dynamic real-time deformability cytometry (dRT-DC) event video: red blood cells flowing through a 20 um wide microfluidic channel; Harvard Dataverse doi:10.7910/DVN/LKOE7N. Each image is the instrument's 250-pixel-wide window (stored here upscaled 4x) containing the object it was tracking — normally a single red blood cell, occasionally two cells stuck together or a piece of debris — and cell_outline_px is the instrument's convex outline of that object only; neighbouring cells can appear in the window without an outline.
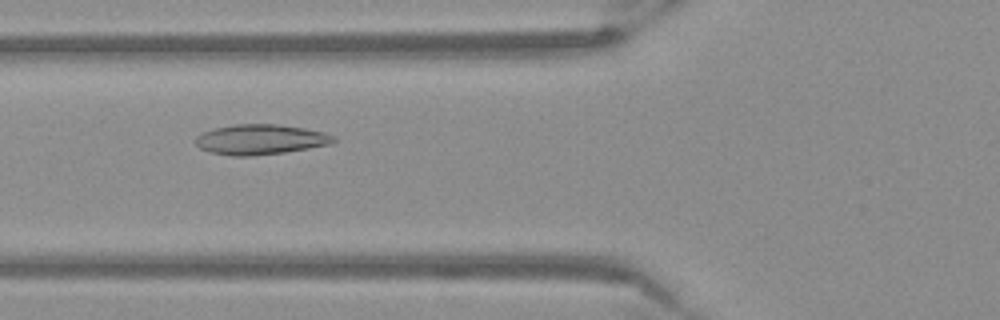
{"species": "Egyptian fruit bat (a non-hibernating species)", "species_latin": "Rousettus aegyptiacus", "temperature_condition": "warm", "stored_images_in_passage": 11, "camera_frame_rate_fps": 3000, "um_per_image_px": 0.085, "frame": {"image": 1, "passage_image": 5, "time_ms": 1.333, "image_size_px": [1000, 320], "cell_outline_px": [[336, 140], [328, 144], [308, 148], [284, 152], [252, 156], [232, 156], [208, 152], [200, 148], [196, 144], [196, 136], [204, 132], [216, 128], [236, 124], [276, 124], [304, 128], [324, 132], [336, 136]], "centroid_in_image_um": [22.13, 11.86], "position_along_channel_um": 103.7, "area_um2": 24.1}}
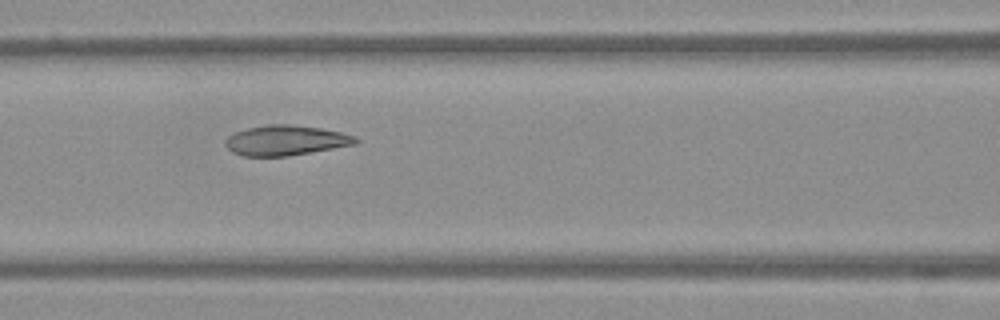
{"frame": {"image": 2, "passage_image": 8, "time_ms": 2.333, "image_size_px": [1000, 320], "cell_outline_px": [[360, 140], [356, 144], [288, 156], [244, 156], [232, 152], [224, 144], [224, 140], [228, 136], [236, 132], [248, 128], [268, 124], [288, 124], [320, 128], [340, 132], [356, 136]], "centroid_in_image_um": [24.28, 11.93], "position_along_channel_um": 142.3, "area_um2": 22.77}}
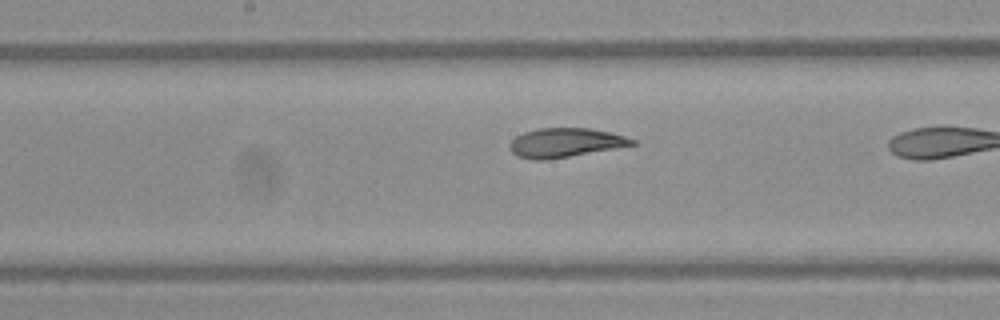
{"frame": {"image": 3, "passage_image": 10, "time_ms": 3.0, "image_size_px": [1000, 320], "cell_outline_px": [[636, 144], [568, 156], [544, 160], [532, 160], [516, 156], [512, 152], [508, 144], [516, 136], [524, 132], [540, 128], [588, 128], [612, 132], [636, 140]], "centroid_in_image_um": [48.0, 12.12], "position_along_channel_um": 200.2, "area_um2": 20.58}}